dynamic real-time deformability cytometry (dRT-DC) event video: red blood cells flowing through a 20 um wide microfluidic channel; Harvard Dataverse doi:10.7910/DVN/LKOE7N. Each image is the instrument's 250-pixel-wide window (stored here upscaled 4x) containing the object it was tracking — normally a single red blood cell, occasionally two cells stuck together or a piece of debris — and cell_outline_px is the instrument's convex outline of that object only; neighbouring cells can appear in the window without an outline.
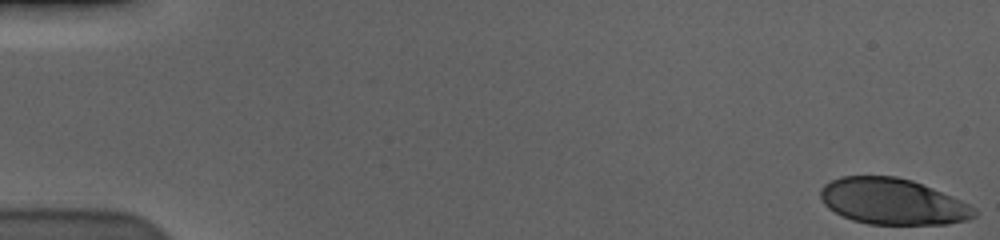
{"species": "human", "species_latin": "Homo sapiens", "temperature_condition": "cold", "stored_images_in_passage": 58, "camera_frame_rate_fps": 3000, "um_per_image_px": 0.085, "donor": {"sex": "male"}, "frame": {"image": 1, "passage_image": 1, "time_ms": 0.0, "image_size_px": [1000, 240], "cell_outline_px": [[976, 216], [968, 220], [948, 224], [868, 224], [852, 220], [828, 208], [824, 204], [820, 196], [820, 188], [824, 184], [840, 176], [896, 176], [912, 180], [952, 196], [968, 204], [976, 212]], "centroid_in_image_um": [75.85, 17.12], "position_along_channel_um": 9.1, "area_um2": 41.21}}
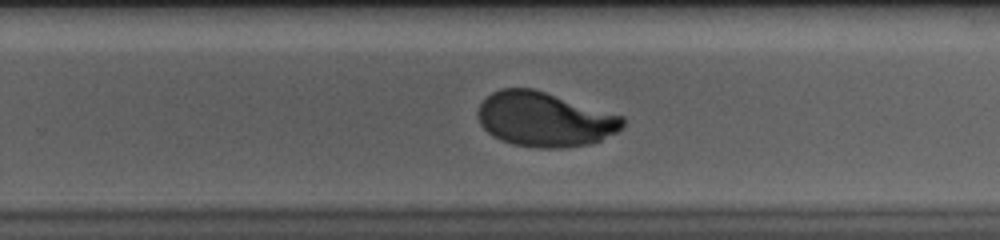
{"frame": {"image": 2, "passage_image": 38, "time_ms": 12.333, "image_size_px": [1000, 240], "cell_outline_px": [[624, 124], [616, 132], [600, 140], [588, 144], [560, 148], [536, 148], [512, 144], [500, 140], [492, 136], [480, 124], [476, 112], [480, 104], [492, 92], [500, 88], [532, 88], [624, 116]], "centroid_in_image_um": [46.25, 10.15], "position_along_channel_um": 283.5, "area_um2": 45.95}}
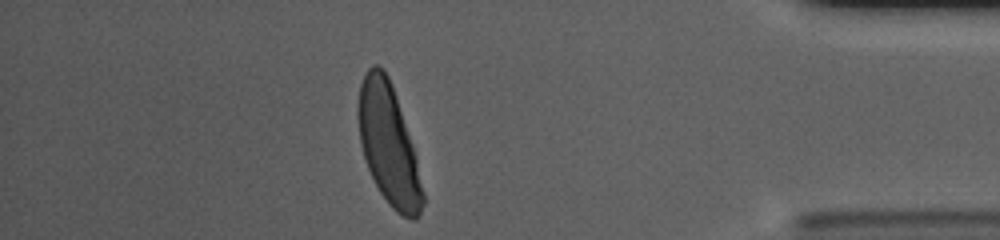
{"frame": {"image": 3, "passage_image": 51, "time_ms": 16.667, "image_size_px": [1000, 240], "cell_outline_px": [[424, 204], [420, 212], [412, 220], [396, 212], [388, 204], [380, 192], [368, 168], [360, 144], [356, 116], [356, 108], [360, 84], [368, 68], [372, 64], [380, 64], [384, 68], [392, 84], [416, 156], [424, 192]], "centroid_in_image_um": [33.0, 12.24], "position_along_channel_um": 402.2, "area_um2": 45.37}, "authors_computed_cell_mechanics": {"area_um2": 45.951, "velocity_mm_per_s": 3.5759, "shape_relaxation_time_tau1_ms": 3.409, "shape_relaxation_time_tau2_ms": null, "deformation_change_tau1": 0.1854, "deformation_change_tau2": null}}